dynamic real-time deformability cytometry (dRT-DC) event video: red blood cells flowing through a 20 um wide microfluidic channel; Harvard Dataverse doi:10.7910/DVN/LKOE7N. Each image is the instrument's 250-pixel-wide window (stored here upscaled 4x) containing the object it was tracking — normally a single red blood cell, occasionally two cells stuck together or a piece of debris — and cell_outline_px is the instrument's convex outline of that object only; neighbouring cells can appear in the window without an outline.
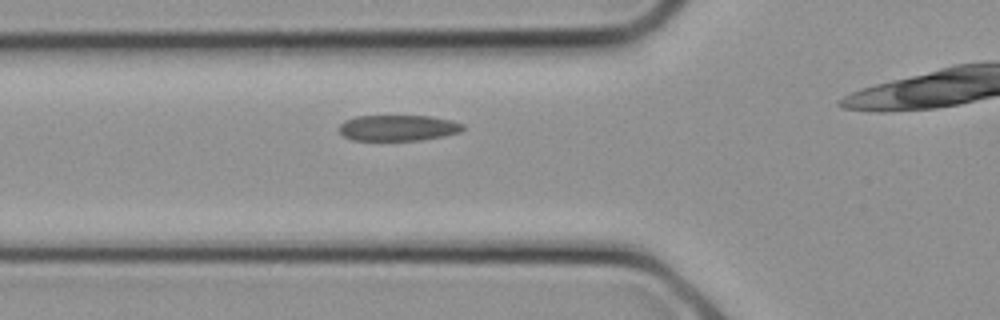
{"species": "common noctule bat (a hibernating species)", "species_latin": "Nyctalus noctula", "temperature_condition": "cold", "stored_images_in_passage": 14, "camera_frame_rate_fps": 3000, "um_per_image_px": 0.085, "animal": {"sex": "female", "body_mass_g": 21.9}, "frame": {"image": 1, "passage_image": 5, "time_ms": 1.333, "image_size_px": [1000, 320], "cell_outline_px": [[464, 128], [460, 132], [444, 136], [420, 140], [352, 140], [344, 136], [340, 132], [340, 124], [344, 120], [356, 116], [432, 116], [452, 120], [464, 124]], "centroid_in_image_um": [33.85, 10.86], "position_along_channel_um": 91.9, "area_um2": 18.73}}
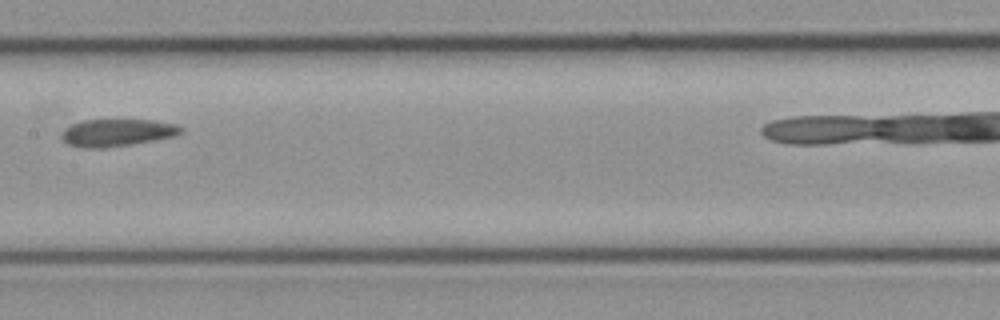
{"frame": {"image": 2, "passage_image": 9, "time_ms": 2.667, "image_size_px": [1000, 320], "cell_outline_px": [[184, 132], [172, 136], [132, 144], [104, 148], [80, 148], [68, 144], [60, 136], [64, 128], [72, 124], [84, 120], [152, 120], [176, 124], [184, 128]], "centroid_in_image_um": [9.93, 11.27], "position_along_channel_um": 197.5, "area_um2": 18.96}}
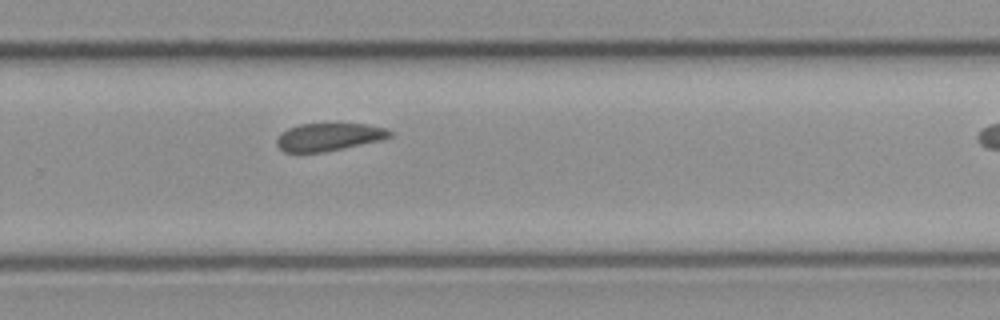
{"frame": {"image": 3, "passage_image": 13, "time_ms": 4.0, "image_size_px": [1000, 320], "cell_outline_px": [[392, 136], [380, 140], [344, 148], [324, 152], [284, 152], [276, 144], [276, 140], [280, 132], [288, 128], [300, 124], [364, 124], [388, 128], [392, 132]], "centroid_in_image_um": [27.94, 11.64], "position_along_channel_um": 301.9, "area_um2": 18.26}}